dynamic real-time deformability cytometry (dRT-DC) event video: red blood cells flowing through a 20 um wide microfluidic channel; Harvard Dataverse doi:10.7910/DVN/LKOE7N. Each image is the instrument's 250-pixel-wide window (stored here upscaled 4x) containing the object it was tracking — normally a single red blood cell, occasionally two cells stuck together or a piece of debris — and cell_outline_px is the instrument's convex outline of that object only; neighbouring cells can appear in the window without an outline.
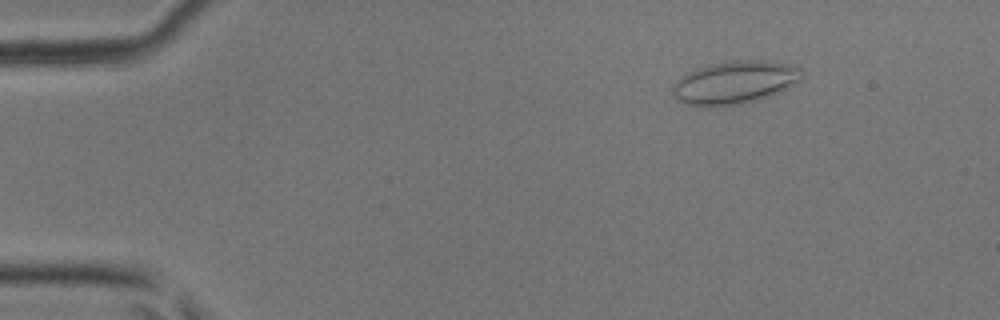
{"species": "common noctule bat (a hibernating species)", "species_latin": "Nyctalus noctula", "temperature_condition": "room temperature", "stored_images_in_passage": 46, "camera_frame_rate_fps": 3000, "um_per_image_px": 0.085, "animal": {"sex": "male", "body_mass_g": 17.9, "forearm_length_mm": 54.2}, "frame": {"image": 1, "passage_image": 7, "time_ms": 2.0, "image_size_px": [1000, 320], "cell_outline_px": [[804, 76], [800, 80], [768, 96], [740, 104], [704, 108], [684, 104], [676, 100], [672, 96], [672, 84], [680, 76], [696, 68], [708, 64], [736, 60], [764, 60], [788, 64], [804, 68]], "centroid_in_image_um": [62.38, 7.01], "position_along_channel_um": 22.6, "area_um2": 32.71}}
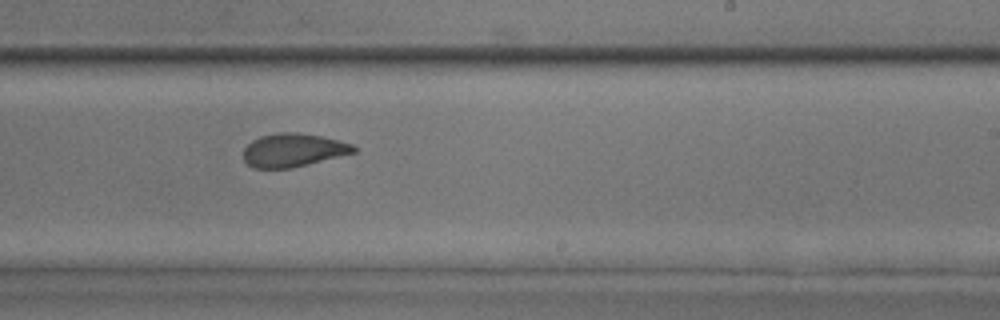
{"frame": {"image": 2, "passage_image": 29, "time_ms": 9.333, "image_size_px": [1000, 320], "cell_outline_px": [[356, 152], [292, 168], [252, 168], [244, 160], [244, 148], [252, 140], [260, 136], [280, 132], [296, 132], [320, 136], [352, 144], [356, 148]], "centroid_in_image_um": [24.89, 12.76], "position_along_channel_um": 264.1, "area_um2": 21.27}}
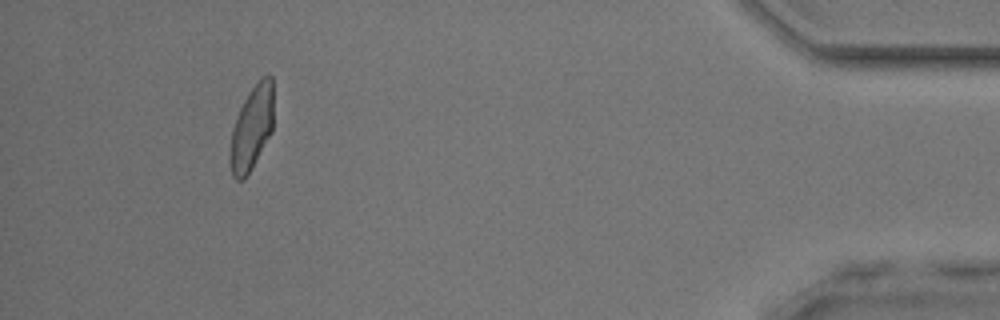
{"frame": {"image": 3, "passage_image": 43, "time_ms": 14.0, "image_size_px": [1000, 320], "cell_outline_px": [[272, 132], [244, 180], [236, 180], [232, 176], [232, 128], [240, 108], [248, 92], [260, 76], [272, 76]], "centroid_in_image_um": [21.42, 10.81], "position_along_channel_um": 413.8, "area_um2": 20.63}}